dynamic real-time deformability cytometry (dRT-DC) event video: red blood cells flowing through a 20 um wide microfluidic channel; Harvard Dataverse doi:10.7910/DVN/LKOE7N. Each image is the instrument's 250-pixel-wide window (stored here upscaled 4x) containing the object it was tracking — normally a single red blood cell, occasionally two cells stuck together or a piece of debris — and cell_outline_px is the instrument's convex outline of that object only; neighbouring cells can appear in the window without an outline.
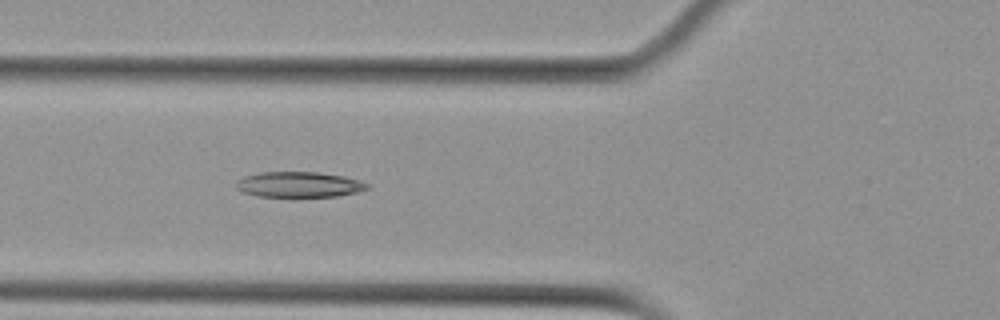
{"species": "Egyptian fruit bat (a non-hibernating species)", "species_latin": "Rousettus aegyptiacus", "temperature_condition": "cold", "stored_images_in_passage": 9, "camera_frame_rate_fps": 3000, "um_per_image_px": 0.085, "animal": {"sex": "female"}, "frame": {"image": 1, "passage_image": 4, "time_ms": 3.333, "image_size_px": [1000, 320], "cell_outline_px": [[372, 188], [356, 192], [336, 196], [256, 196], [244, 192], [236, 188], [236, 180], [244, 176], [260, 172], [320, 172], [344, 176], [360, 180], [368, 184]], "centroid_in_image_um": [25.43, 15.67], "position_along_channel_um": 100.4, "area_um2": 19.48}}
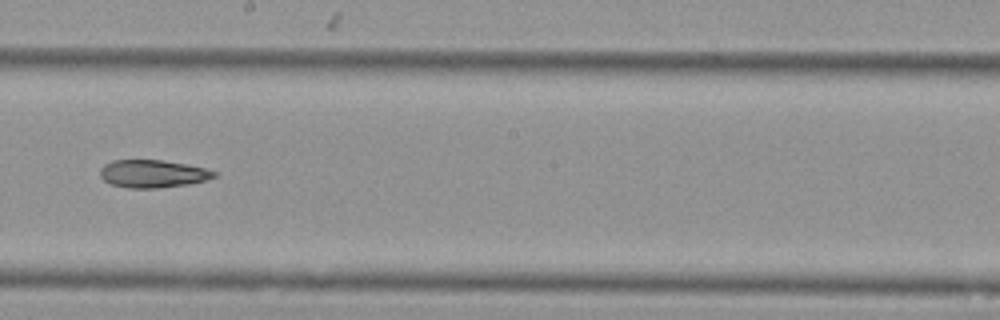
{"frame": {"image": 2, "passage_image": 7, "time_ms": 7.0, "image_size_px": [1000, 320], "cell_outline_px": [[216, 176], [204, 180], [188, 184], [160, 188], [128, 188], [112, 184], [104, 180], [100, 176], [100, 168], [104, 164], [112, 160], [164, 160], [204, 168], [216, 172]], "centroid_in_image_um": [12.94, 14.76], "position_along_channel_um": 235.3, "area_um2": 18.32}}
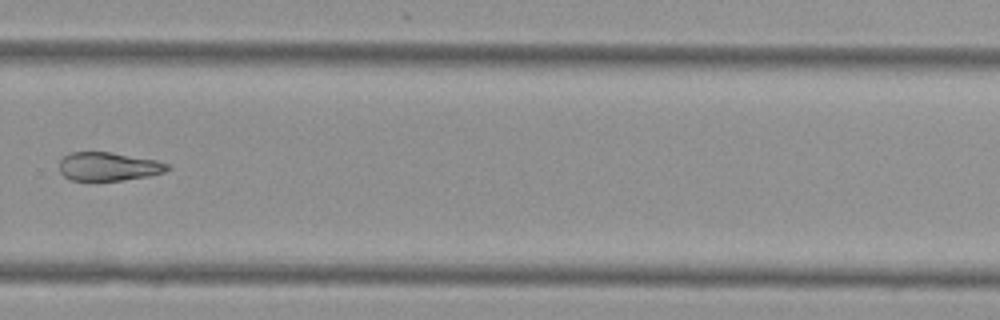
{"frame": {"image": 3, "passage_image": 9, "time_ms": 9.333, "image_size_px": [1000, 320], "cell_outline_px": [[172, 168], [164, 172], [148, 176], [124, 180], [72, 180], [64, 176], [60, 172], [60, 160], [68, 152], [112, 152], [156, 160], [168, 164]], "centroid_in_image_um": [9.23, 14.14], "position_along_channel_um": 320.6, "area_um2": 17.98}}